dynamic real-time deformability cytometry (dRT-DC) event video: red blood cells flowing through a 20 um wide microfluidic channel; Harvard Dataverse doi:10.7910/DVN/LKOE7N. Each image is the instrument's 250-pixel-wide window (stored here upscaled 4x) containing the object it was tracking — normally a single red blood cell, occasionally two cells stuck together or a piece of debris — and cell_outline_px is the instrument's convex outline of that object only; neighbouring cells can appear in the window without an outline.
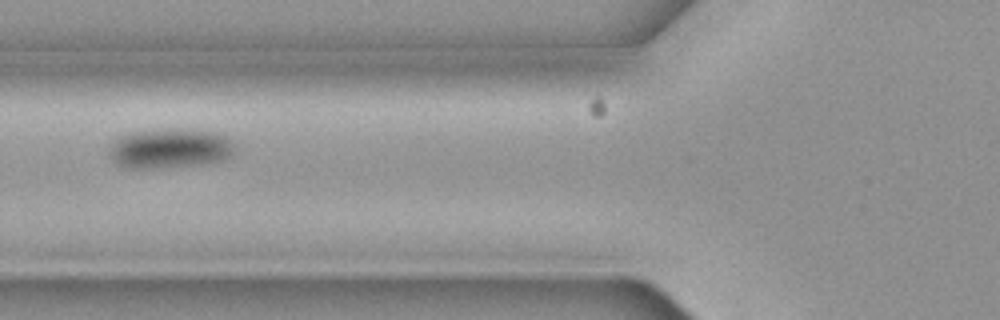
{"species": "common noctule bat (a hibernating species)", "species_latin": "Nyctalus noctula", "temperature_condition": "cold", "stored_images_in_passage": 4, "camera_frame_rate_fps": 3000, "um_per_image_px": 0.085, "animal": {"sex": "female", "body_mass_g": 19.3, "forearm_length_mm": 54.1}, "frame": {"image": 1, "passage_image": 2, "time_ms": 0.333, "image_size_px": [1000, 320], "cell_outline_px": [[236, 152], [228, 160], [212, 164], [160, 168], [128, 168], [116, 164], [108, 156], [108, 144], [120, 136], [136, 132], [176, 128], [212, 132], [224, 136], [236, 148]], "centroid_in_image_um": [14.45, 12.65], "position_along_channel_um": 111.4, "area_um2": 29.65}}
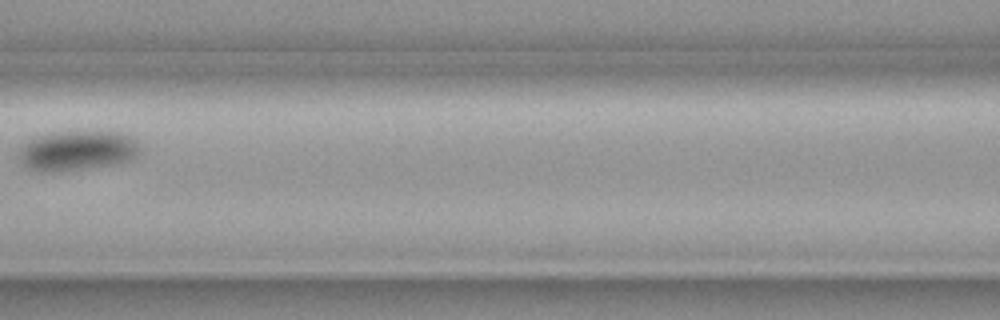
{"frame": {"image": 2, "passage_image": 3, "time_ms": 0.667, "image_size_px": [1000, 320], "cell_outline_px": [[140, 152], [136, 160], [120, 164], [48, 172], [36, 172], [24, 168], [16, 160], [20, 144], [36, 136], [52, 132], [72, 128], [84, 128], [120, 132], [132, 136], [136, 140], [140, 148]], "centroid_in_image_um": [6.54, 12.75], "position_along_channel_um": 160.1, "area_um2": 30.23}}